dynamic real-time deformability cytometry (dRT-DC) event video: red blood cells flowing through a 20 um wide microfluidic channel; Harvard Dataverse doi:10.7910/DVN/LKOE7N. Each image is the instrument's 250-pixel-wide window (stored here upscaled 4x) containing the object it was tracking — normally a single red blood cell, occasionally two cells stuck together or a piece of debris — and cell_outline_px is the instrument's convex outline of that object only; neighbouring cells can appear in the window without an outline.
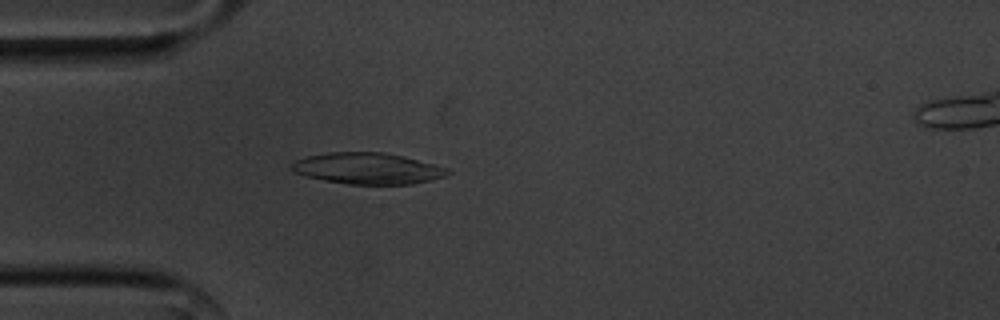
{"species": "common noctule bat (a hibernating species)", "species_latin": "Nyctalus noctula", "temperature_condition": "cold", "stored_images_in_passage": 54, "camera_frame_rate_fps": 3000, "um_per_image_px": 0.085, "animal": {"sex": "male", "body_mass_g": 20.1, "forearm_length_mm": 53.5}, "frame": {"image": 1, "passage_image": 14, "time_ms": 4.333, "image_size_px": [1000, 320], "cell_outline_px": [[452, 172], [444, 176], [432, 180], [412, 184], [348, 184], [324, 180], [304, 176], [292, 172], [288, 168], [288, 164], [296, 160], [308, 156], [328, 152], [384, 152], [448, 168]], "centroid_in_image_um": [31.17, 14.32], "position_along_channel_um": 53.8, "area_um2": 28.44}}
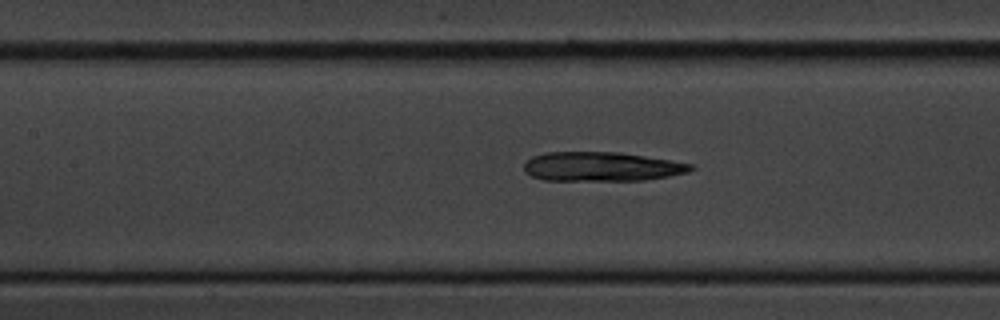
{"frame": {"image": 2, "passage_image": 23, "time_ms": 7.333, "image_size_px": [1000, 320], "cell_outline_px": [[696, 168], [688, 172], [668, 176], [644, 180], [544, 180], [532, 176], [524, 172], [524, 164], [532, 156], [548, 152], [620, 152], [672, 160], [696, 164]], "centroid_in_image_um": [51.18, 14.15], "position_along_channel_um": 156.2, "area_um2": 28.55}}
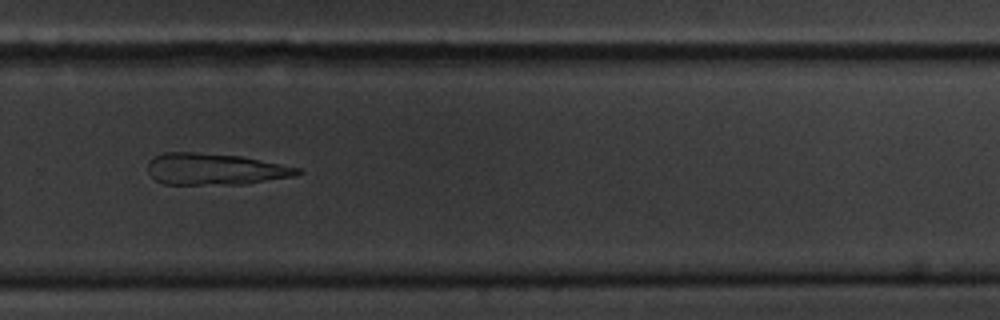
{"frame": {"image": 3, "passage_image": 36, "time_ms": 11.667, "image_size_px": [1000, 320], "cell_outline_px": [[304, 172], [296, 176], [244, 184], [164, 184], [156, 180], [148, 172], [148, 160], [152, 156], [164, 152], [192, 152], [240, 156], [300, 168]], "centroid_in_image_um": [18.25, 14.37], "position_along_channel_um": 311.5, "area_um2": 27.51}, "authors_computed_cell_mechanics": {"area_um2": 28.8711, "velocity_mm_per_s": 3.5964, "shape_relaxation_time_tau1_ms": 10.6786, "shape_relaxation_time_tau2_ms": null, "deformation_change_tau1": 0.2161, "deformation_change_tau2": null}}